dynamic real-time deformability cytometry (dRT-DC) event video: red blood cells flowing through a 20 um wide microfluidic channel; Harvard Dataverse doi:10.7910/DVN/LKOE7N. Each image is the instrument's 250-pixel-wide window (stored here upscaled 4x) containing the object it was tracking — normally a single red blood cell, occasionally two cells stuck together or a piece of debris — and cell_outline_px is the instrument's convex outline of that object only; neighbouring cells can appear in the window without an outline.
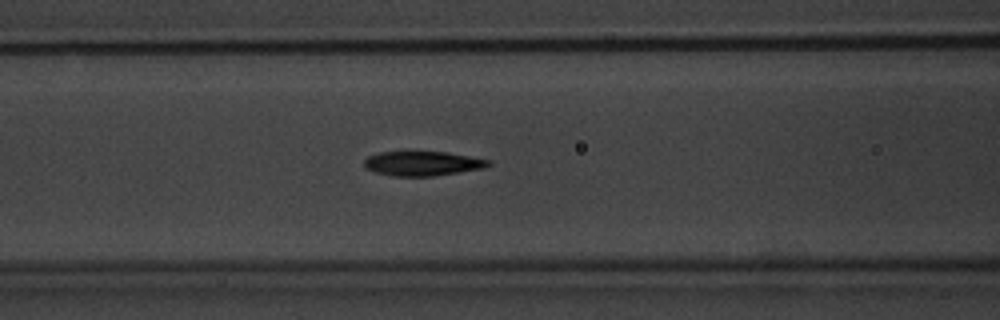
{"species": "common noctule bat (a hibernating species)", "species_latin": "Nyctalus noctula", "temperature_condition": "warm", "stored_images_in_passage": 40, "camera_frame_rate_fps": 3000, "um_per_image_px": 0.085, "animal": {"sex": "male", "body_mass_g": 20.1, "forearm_length_mm": 53.5}, "frame": {"image": 1, "passage_image": 13, "time_ms": 4.0, "image_size_px": [1000, 320], "cell_outline_px": [[492, 164], [484, 168], [460, 172], [432, 176], [392, 176], [376, 172], [364, 168], [364, 160], [368, 156], [380, 152], [448, 152], [492, 160]], "centroid_in_image_um": [35.94, 13.9], "position_along_channel_um": 130.7, "area_um2": 17.8}}
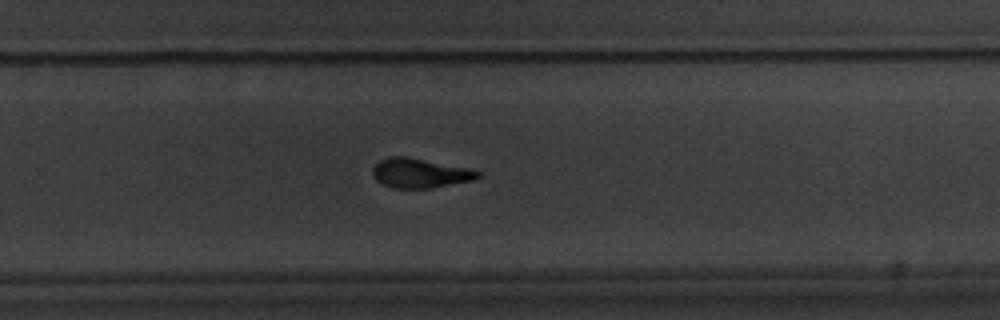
{"frame": {"image": 2, "passage_image": 27, "time_ms": 8.667, "image_size_px": [1000, 320], "cell_outline_px": [[480, 176], [476, 180], [432, 188], [392, 188], [376, 180], [372, 172], [372, 168], [380, 160], [392, 156], [404, 156], [468, 168], [480, 172]], "centroid_in_image_um": [35.71, 14.73], "position_along_channel_um": 294.1, "area_um2": 17.98}}
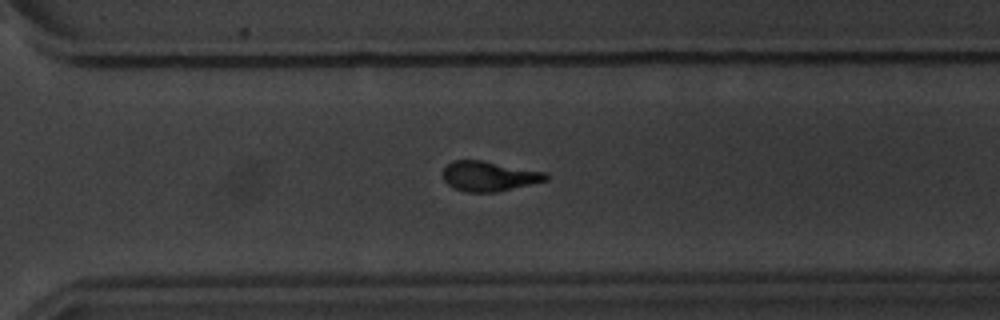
{"frame": {"image": 3, "passage_image": 30, "time_ms": 9.667, "image_size_px": [1000, 320], "cell_outline_px": [[548, 180], [496, 192], [464, 192], [452, 188], [444, 180], [444, 168], [452, 160], [484, 160], [548, 172]], "centroid_in_image_um": [41.59, 14.97], "position_along_channel_um": 329.0, "area_um2": 18.15}, "authors_computed_cell_mechanics": {"area_um2": 18.1781, "velocity_mm_per_s": 3.5082, "shape_relaxation_time_tau1_ms": 3.5758, "shape_relaxation_time_tau2_ms": 2.6639, "deformation_change_tau1": 0.1553, "deformation_change_tau2": 0.094}}